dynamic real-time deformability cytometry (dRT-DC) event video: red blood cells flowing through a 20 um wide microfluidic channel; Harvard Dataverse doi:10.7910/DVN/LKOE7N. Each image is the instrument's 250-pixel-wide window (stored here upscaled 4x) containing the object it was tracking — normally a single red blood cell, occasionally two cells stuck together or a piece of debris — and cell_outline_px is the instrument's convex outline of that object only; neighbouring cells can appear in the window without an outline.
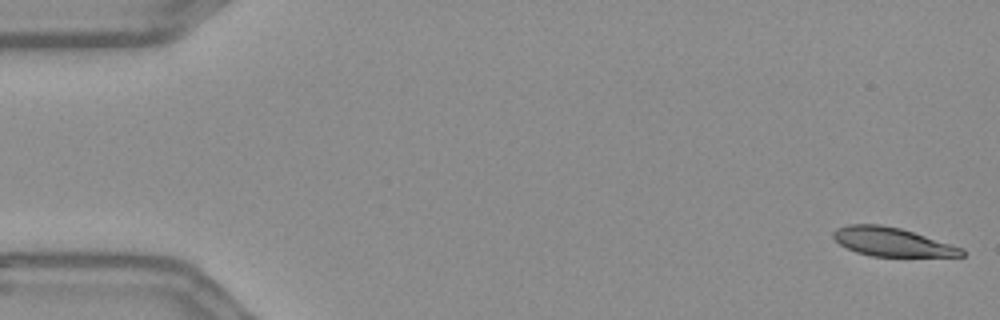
{"species": "Egyptian fruit bat (a non-hibernating species)", "species_latin": "Rousettus aegyptiacus", "temperature_condition": "warm", "stored_images_in_passage": 55, "camera_frame_rate_fps": 3000, "um_per_image_px": 0.085, "frame": {"image": 1, "passage_image": 1, "time_ms": 0.0, "image_size_px": [1000, 320], "cell_outline_px": [[964, 256], [872, 256], [856, 252], [840, 244], [832, 236], [832, 232], [836, 228], [848, 224], [880, 224], [900, 228], [964, 248]], "centroid_in_image_um": [75.8, 20.55], "position_along_channel_um": 9.2, "area_um2": 21.33}}
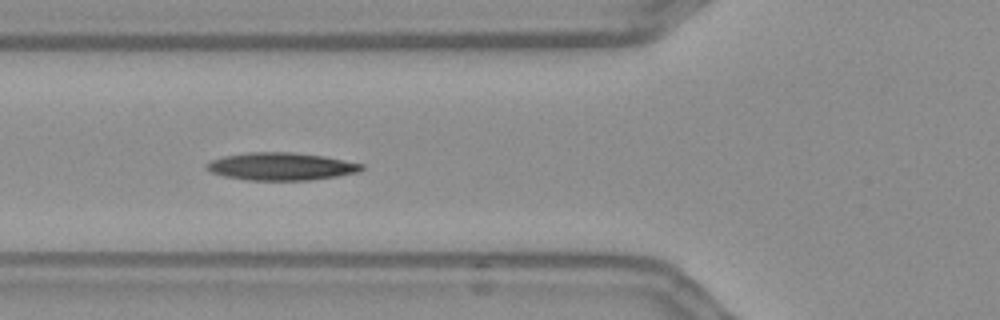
{"frame": {"image": 2, "passage_image": 20, "time_ms": 6.333, "image_size_px": [1000, 320], "cell_outline_px": [[364, 168], [356, 172], [336, 176], [308, 180], [248, 180], [224, 176], [212, 172], [204, 168], [204, 164], [212, 160], [224, 156], [248, 152], [292, 152], [324, 156], [364, 164]], "centroid_in_image_um": [23.86, 14.14], "position_along_channel_um": 101.9, "area_um2": 24.85}}
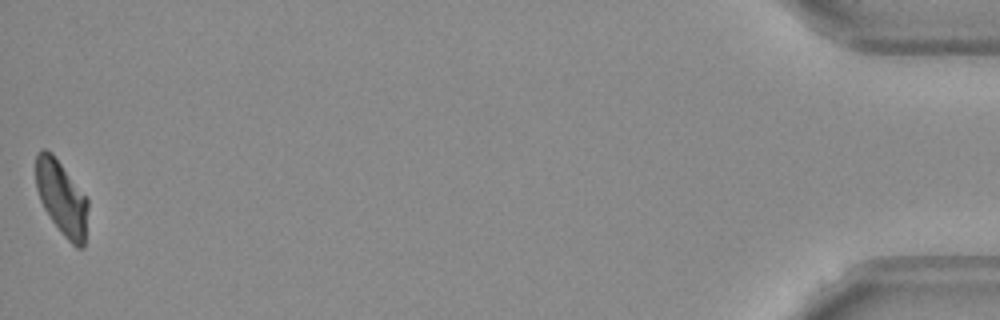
{"frame": {"image": 3, "passage_image": 55, "time_ms": 18.0, "image_size_px": [1000, 320], "cell_outline_px": [[88, 208], [84, 248], [76, 248], [60, 232], [44, 208], [40, 200], [36, 188], [36, 152], [40, 148], [44, 148], [52, 152], [88, 196]], "centroid_in_image_um": [5.26, 16.79], "position_along_channel_um": 429.9, "area_um2": 23.06}}